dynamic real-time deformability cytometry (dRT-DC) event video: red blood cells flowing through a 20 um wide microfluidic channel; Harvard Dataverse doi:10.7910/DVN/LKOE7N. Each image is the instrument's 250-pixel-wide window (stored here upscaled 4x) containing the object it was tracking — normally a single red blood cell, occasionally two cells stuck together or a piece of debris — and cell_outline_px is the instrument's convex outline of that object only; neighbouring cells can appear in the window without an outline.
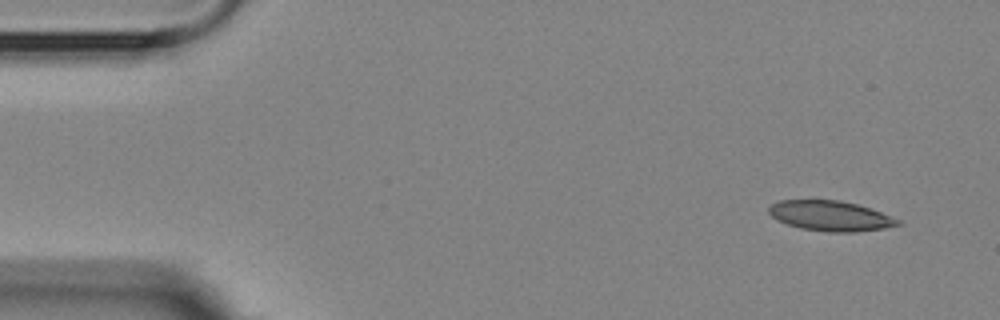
{"species": "Egyptian fruit bat (a non-hibernating species)", "species_latin": "Rousettus aegyptiacus", "temperature_condition": "room temperature", "stored_images_in_passage": 4, "camera_frame_rate_fps": 3000, "um_per_image_px": 0.085, "animal": {"sex": "female"}, "frame": {"image": 1, "passage_image": 1, "time_ms": 0.0, "image_size_px": [1000, 320], "cell_outline_px": [[904, 224], [884, 228], [856, 232], [828, 232], [800, 228], [776, 220], [768, 212], [768, 208], [772, 204], [780, 200], [840, 200], [856, 204], [880, 212], [900, 220]], "centroid_in_image_um": [70.58, 18.35], "position_along_channel_um": 14.4, "area_um2": 22.6}}
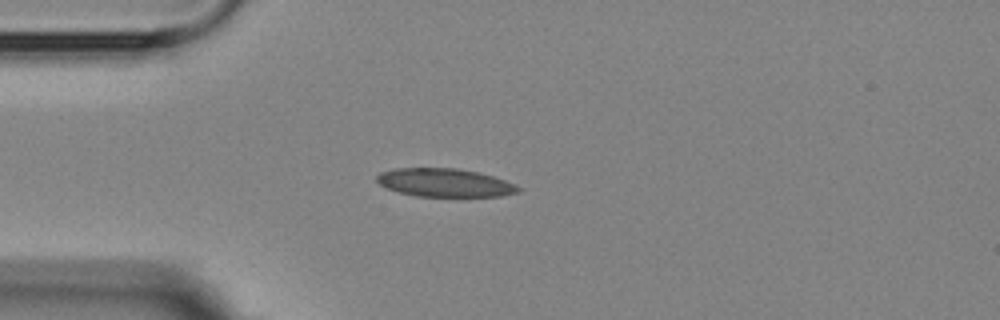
{"frame": {"image": 2, "passage_image": 3, "time_ms": 3.333, "image_size_px": [1000, 320], "cell_outline_px": [[524, 188], [520, 192], [500, 196], [416, 196], [400, 192], [388, 188], [380, 184], [376, 180], [376, 176], [380, 172], [396, 168], [456, 168], [480, 172], [516, 184]], "centroid_in_image_um": [37.85, 15.52], "position_along_channel_um": 47.2, "area_um2": 23.35}}